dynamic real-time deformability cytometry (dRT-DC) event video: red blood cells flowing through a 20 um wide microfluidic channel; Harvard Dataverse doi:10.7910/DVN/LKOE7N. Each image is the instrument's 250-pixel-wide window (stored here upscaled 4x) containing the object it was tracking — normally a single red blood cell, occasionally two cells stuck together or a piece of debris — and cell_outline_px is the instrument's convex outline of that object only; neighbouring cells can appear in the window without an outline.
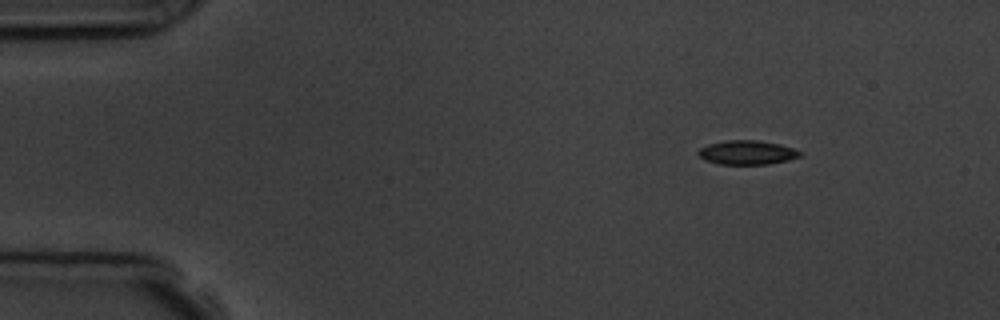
{"species": "common noctule bat (a hibernating species)", "species_latin": "Nyctalus noctula", "temperature_condition": "room temperature", "stored_images_in_passage": 6, "camera_frame_rate_fps": 3000, "um_per_image_px": 0.085, "animal": {"sex": "male", "body_mass_g": 19.5, "forearm_length_mm": 54.6}, "frame": {"image": 1, "passage_image": 3, "time_ms": 2.333, "image_size_px": [1000, 320], "cell_outline_px": [[800, 156], [788, 160], [768, 164], [720, 164], [704, 160], [696, 152], [700, 148], [708, 144], [724, 140], [756, 140], [780, 144], [792, 148], [800, 152]], "centroid_in_image_um": [63.46, 12.96], "position_along_channel_um": 21.5, "area_um2": 14.22}}